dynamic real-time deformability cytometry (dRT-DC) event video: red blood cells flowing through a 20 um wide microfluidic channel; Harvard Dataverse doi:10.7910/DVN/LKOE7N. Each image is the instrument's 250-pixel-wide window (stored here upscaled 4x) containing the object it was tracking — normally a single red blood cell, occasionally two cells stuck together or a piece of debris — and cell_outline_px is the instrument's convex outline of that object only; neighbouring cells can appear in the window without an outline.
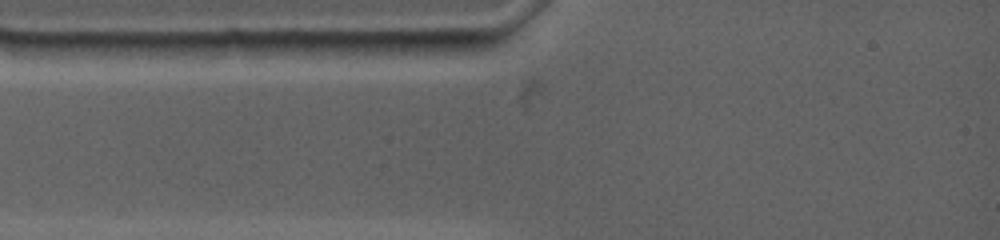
{"species": "common noctule bat (a hibernating species)", "species_latin": "Nyctalus noctula", "temperature_condition": "warm", "stored_images_in_passage": 2, "segment_of_instrument_passage": [1, 2], "camera_frame_rate_fps": 4500, "um_per_image_px": 0.085, "animal": {"sex": "female", "body_mass_g": 19.0, "forearm_length_mm": 53.3}, "frame": {"image": 1, "passage_image": 1, "time_ms": 0.0, "image_size_px": [1000, 240], "cell_outline_px": [[168, 44], [156, 60], [48, 60], [36, 44], [76, 40], [84, 40]], "centroid_in_image_um": [8.59, 4.3], "position_along_channel_um": 76.4, "area_um2": 15.9}}